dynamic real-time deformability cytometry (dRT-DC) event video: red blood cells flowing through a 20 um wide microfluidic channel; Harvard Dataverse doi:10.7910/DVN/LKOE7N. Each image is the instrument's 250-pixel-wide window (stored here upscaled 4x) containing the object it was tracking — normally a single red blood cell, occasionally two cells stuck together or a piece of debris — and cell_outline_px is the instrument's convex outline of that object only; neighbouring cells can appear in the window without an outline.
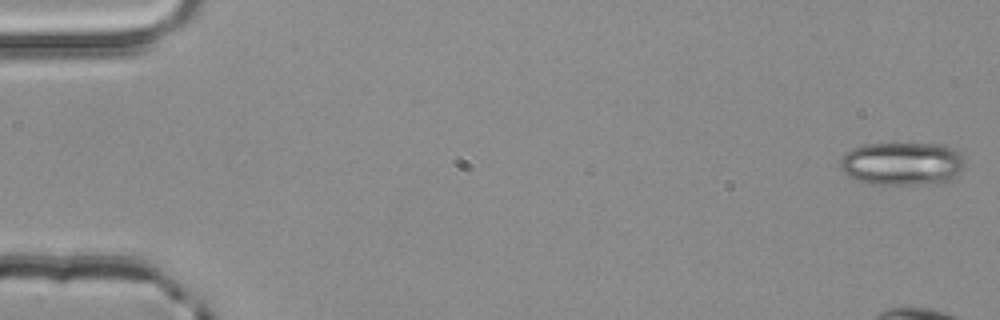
{"species": "common noctule bat (a hibernating species)", "species_latin": "Nyctalus noctula", "temperature_condition": "room temperature", "stored_images_in_passage": 5, "camera_frame_rate_fps": 3000, "um_per_image_px": 0.085, "animal": {"sex": "male", "body_mass_g": 20.4}, "frame": {"image": 1, "passage_image": 1, "time_ms": 0.0, "image_size_px": [1000, 320], "cell_outline_px": [[964, 160], [960, 168], [952, 176], [940, 184], [876, 184], [856, 180], [848, 176], [840, 168], [840, 160], [852, 148], [868, 144], [944, 144], [960, 152]], "centroid_in_image_um": [76.66, 13.91], "position_along_channel_um": 8.3, "area_um2": 30.98}}